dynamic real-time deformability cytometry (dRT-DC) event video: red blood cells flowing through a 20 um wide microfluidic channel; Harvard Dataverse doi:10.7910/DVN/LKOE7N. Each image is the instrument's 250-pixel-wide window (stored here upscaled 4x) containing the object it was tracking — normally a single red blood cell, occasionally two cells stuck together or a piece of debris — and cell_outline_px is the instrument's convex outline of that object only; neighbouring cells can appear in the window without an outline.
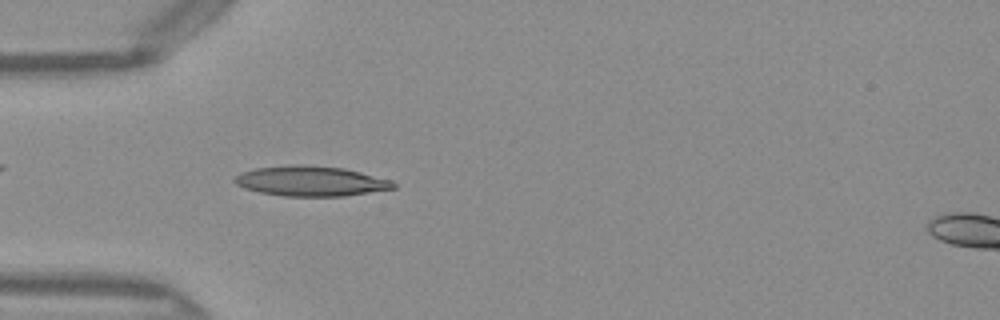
{"species": "Egyptian fruit bat (a non-hibernating species)", "species_latin": "Rousettus aegyptiacus", "temperature_condition": "warm", "stored_images_in_passage": 49, "camera_frame_rate_fps": 3000, "um_per_image_px": 0.085, "frame": {"image": 1, "passage_image": 14, "time_ms": 4.333, "image_size_px": [1000, 320], "cell_outline_px": [[396, 188], [344, 196], [284, 196], [260, 192], [244, 188], [236, 184], [232, 180], [236, 176], [244, 172], [256, 168], [296, 164], [304, 164], [344, 168], [392, 180], [396, 184]], "centroid_in_image_um": [26.44, 15.39], "position_along_channel_um": 58.6, "area_um2": 27.74}}
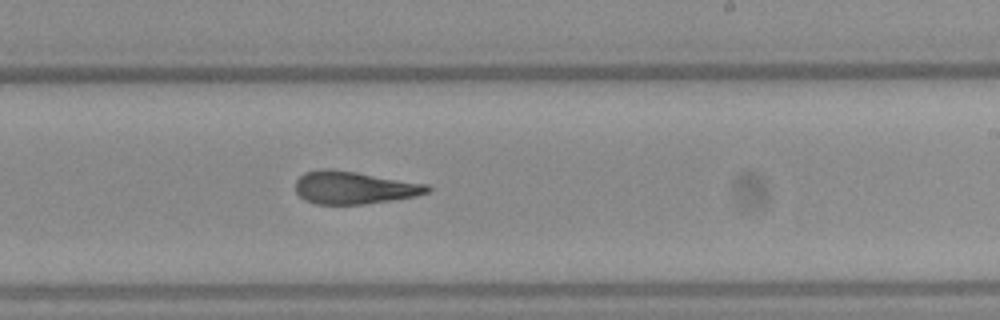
{"frame": {"image": 2, "passage_image": 29, "time_ms": 9.333, "image_size_px": [1000, 320], "cell_outline_px": [[432, 188], [428, 192], [416, 196], [392, 200], [364, 204], [316, 204], [304, 200], [296, 192], [296, 180], [304, 172], [320, 168], [332, 168], [428, 184]], "centroid_in_image_um": [30.07, 15.94], "position_along_channel_um": 258.9, "area_um2": 25.26}}
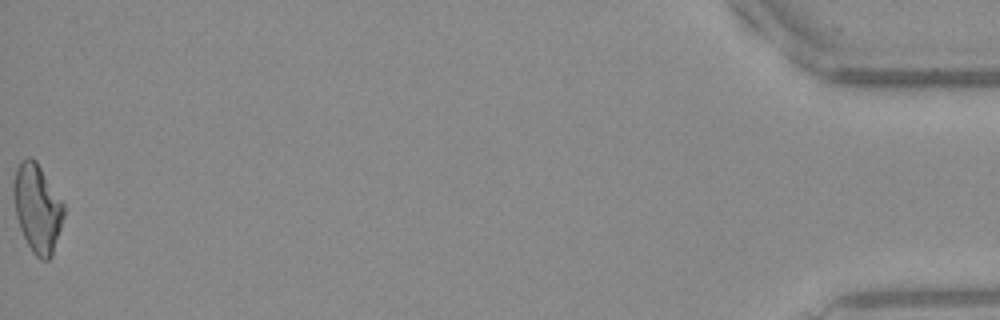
{"frame": {"image": 3, "passage_image": 49, "time_ms": 16.0, "image_size_px": [1000, 320], "cell_outline_px": [[64, 216], [52, 256], [48, 260], [40, 260], [32, 252], [20, 228], [16, 216], [12, 196], [12, 184], [16, 168], [28, 156], [36, 160], [64, 204]], "centroid_in_image_um": [3.16, 17.7], "position_along_channel_um": 432.0, "area_um2": 25.84}, "authors_computed_cell_mechanics": {"area_um2": 25.3164, "velocity_mm_per_s": 4.0781, "shape_relaxation_time_tau1_ms": null, "shape_relaxation_time_tau2_ms": 2.0016, "deformation_change_tau1": null, "deformation_change_tau2": 0.1078}}